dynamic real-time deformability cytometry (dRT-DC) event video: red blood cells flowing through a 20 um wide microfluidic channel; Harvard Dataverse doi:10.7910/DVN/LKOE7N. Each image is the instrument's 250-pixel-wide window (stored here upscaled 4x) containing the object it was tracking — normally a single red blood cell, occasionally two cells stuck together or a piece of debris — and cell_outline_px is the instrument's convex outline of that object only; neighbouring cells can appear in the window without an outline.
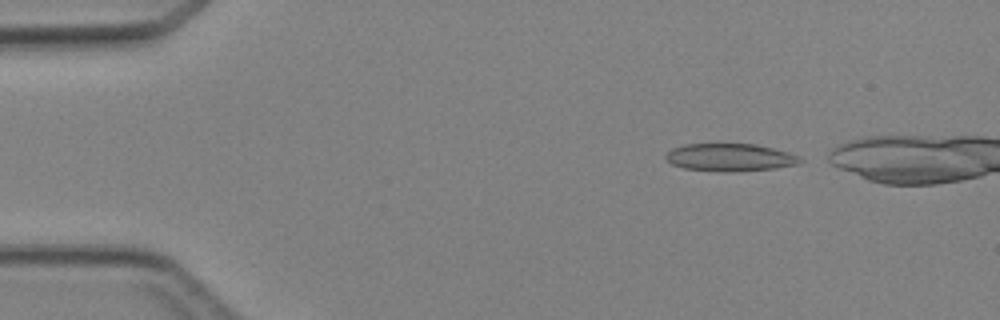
{"species": "Egyptian fruit bat (a non-hibernating species)", "species_latin": "Rousettus aegyptiacus", "temperature_condition": "cold", "stored_images_in_passage": 4, "camera_frame_rate_fps": 3000, "um_per_image_px": 0.085, "animal": {"sex": "female"}, "frame": {"image": 1, "passage_image": 1, "time_ms": 0.0, "image_size_px": [1000, 320], "cell_outline_px": [[804, 160], [800, 164], [776, 168], [728, 172], [724, 172], [684, 168], [672, 164], [664, 156], [672, 148], [684, 144], [756, 144], [788, 152], [800, 156]], "centroid_in_image_um": [62.09, 13.38], "position_along_channel_um": 22.9, "area_um2": 21.68}}
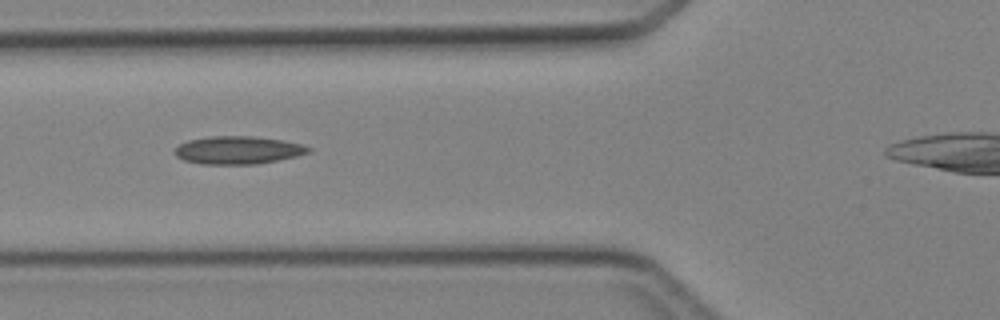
{"frame": {"image": 2, "passage_image": 4, "time_ms": 3.667, "image_size_px": [1000, 320], "cell_outline_px": [[312, 152], [296, 156], [256, 164], [200, 164], [184, 160], [176, 156], [176, 148], [180, 144], [188, 140], [208, 136], [252, 136], [284, 140], [304, 144], [312, 148]], "centroid_in_image_um": [20.27, 12.75], "position_along_channel_um": 105.5, "area_um2": 21.79}}